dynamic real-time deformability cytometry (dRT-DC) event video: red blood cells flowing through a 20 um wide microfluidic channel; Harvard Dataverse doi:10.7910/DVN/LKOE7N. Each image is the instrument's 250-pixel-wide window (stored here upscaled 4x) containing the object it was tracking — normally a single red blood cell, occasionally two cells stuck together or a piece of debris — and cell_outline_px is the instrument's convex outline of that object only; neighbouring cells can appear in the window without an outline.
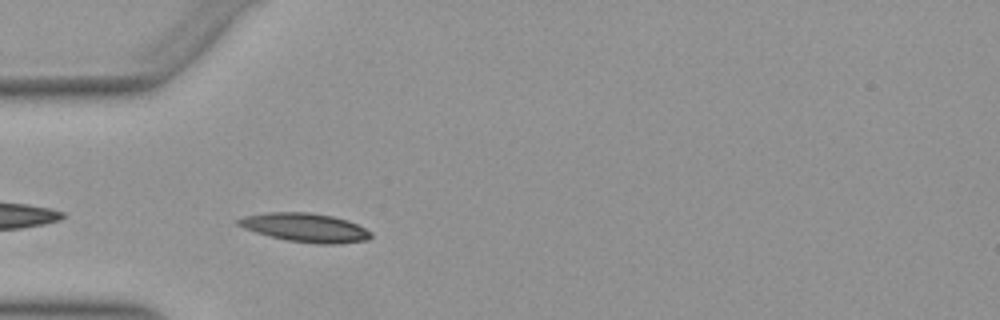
{"species": "Egyptian fruit bat (a non-hibernating species)", "species_latin": "Rousettus aegyptiacus", "temperature_condition": "warm", "stored_images_in_passage": 7, "camera_frame_rate_fps": 3000, "um_per_image_px": 0.085, "animal": {"sex": "female"}, "frame": {"image": 1, "passage_image": 2, "time_ms": 0.333, "image_size_px": [1000, 320], "cell_outline_px": [[372, 236], [368, 240], [340, 244], [316, 244], [288, 240], [256, 232], [244, 228], [236, 224], [236, 220], [244, 216], [268, 212], [308, 212], [332, 216], [348, 220], [372, 232]], "centroid_in_image_um": [25.97, 19.34], "position_along_channel_um": 59.0, "area_um2": 22.2}}